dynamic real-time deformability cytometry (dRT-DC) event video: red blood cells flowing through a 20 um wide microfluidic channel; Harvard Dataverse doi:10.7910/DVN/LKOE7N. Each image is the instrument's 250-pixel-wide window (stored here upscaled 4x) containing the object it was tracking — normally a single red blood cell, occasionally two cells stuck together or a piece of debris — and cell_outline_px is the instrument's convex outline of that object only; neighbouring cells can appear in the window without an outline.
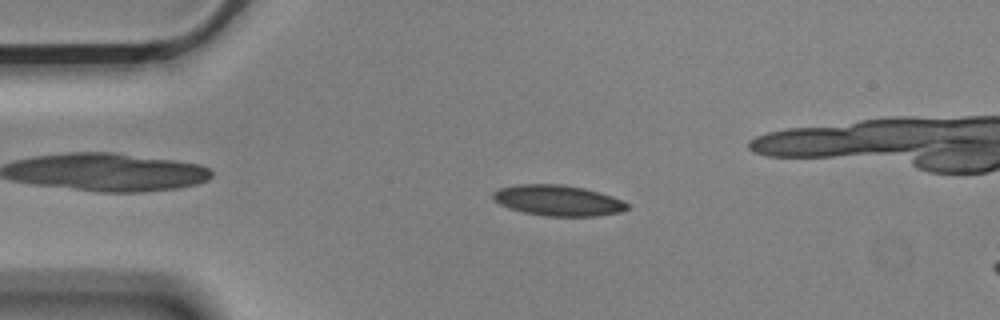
{"species": "Egyptian fruit bat (a non-hibernating species)", "species_latin": "Rousettus aegyptiacus", "temperature_condition": "cold", "stored_images_in_passage": 48, "camera_frame_rate_fps": 3000, "um_per_image_px": 0.085, "animal": {"sex": "male"}, "frame": {"image": 1, "passage_image": 11, "time_ms": 3.333, "image_size_px": [1000, 320], "cell_outline_px": [[628, 208], [620, 212], [596, 216], [544, 216], [524, 212], [508, 208], [500, 204], [492, 196], [492, 192], [500, 188], [520, 184], [564, 184], [584, 188], [600, 192], [612, 196], [628, 204]], "centroid_in_image_um": [47.42, 17.03], "position_along_channel_um": 37.6, "area_um2": 23.93}}
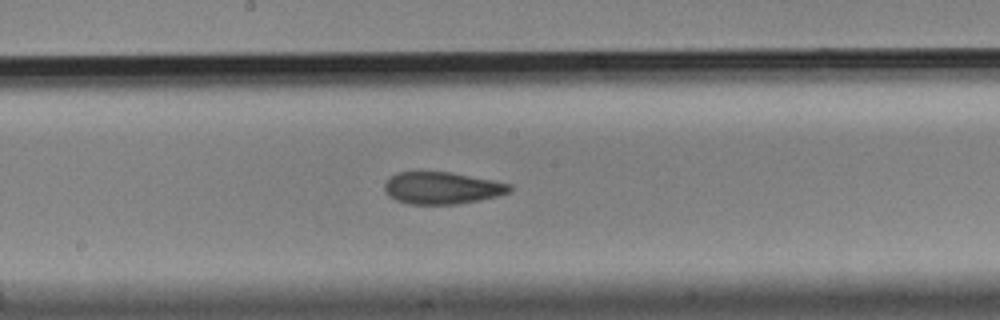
{"frame": {"image": 2, "passage_image": 28, "time_ms": 9.0, "image_size_px": [1000, 320], "cell_outline_px": [[512, 188], [508, 192], [496, 196], [480, 200], [460, 204], [408, 204], [396, 200], [388, 196], [384, 188], [384, 184], [396, 172], [448, 172], [492, 180], [512, 184]], "centroid_in_image_um": [37.55, 15.99], "position_along_channel_um": 210.6, "area_um2": 23.24}}
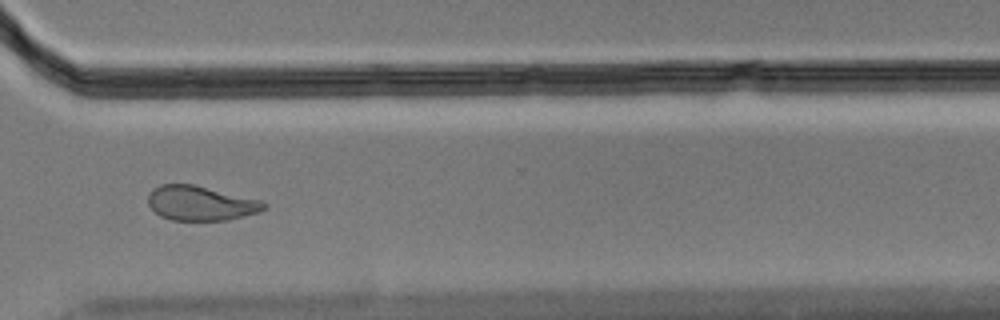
{"frame": {"image": 3, "passage_image": 40, "time_ms": 13.0, "image_size_px": [1000, 320], "cell_outline_px": [[268, 208], [256, 212], [228, 220], [172, 220], [160, 216], [148, 204], [148, 196], [152, 188], [160, 184], [192, 184], [264, 200], [268, 204]], "centroid_in_image_um": [17.08, 17.26], "position_along_channel_um": 353.5, "area_um2": 23.47}}